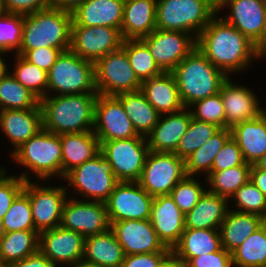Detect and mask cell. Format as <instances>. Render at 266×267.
Wrapping results in <instances>:
<instances>
[{"label":"cell","mask_w":266,"mask_h":267,"mask_svg":"<svg viewBox=\"0 0 266 267\" xmlns=\"http://www.w3.org/2000/svg\"><path fill=\"white\" fill-rule=\"evenodd\" d=\"M184 217L170 195L154 197L149 220L166 248L172 250L180 241L185 230Z\"/></svg>","instance_id":"ffe728a7"},{"label":"cell","mask_w":266,"mask_h":267,"mask_svg":"<svg viewBox=\"0 0 266 267\" xmlns=\"http://www.w3.org/2000/svg\"><path fill=\"white\" fill-rule=\"evenodd\" d=\"M153 199L138 182L119 181L105 202L110 224L122 220L149 219Z\"/></svg>","instance_id":"9a60e30c"},{"label":"cell","mask_w":266,"mask_h":267,"mask_svg":"<svg viewBox=\"0 0 266 267\" xmlns=\"http://www.w3.org/2000/svg\"><path fill=\"white\" fill-rule=\"evenodd\" d=\"M140 90L160 115L178 112L184 108L172 72H163L143 81Z\"/></svg>","instance_id":"484cf974"},{"label":"cell","mask_w":266,"mask_h":267,"mask_svg":"<svg viewBox=\"0 0 266 267\" xmlns=\"http://www.w3.org/2000/svg\"><path fill=\"white\" fill-rule=\"evenodd\" d=\"M62 178L71 169L93 159L101 144L93 131L62 134Z\"/></svg>","instance_id":"f546056e"},{"label":"cell","mask_w":266,"mask_h":267,"mask_svg":"<svg viewBox=\"0 0 266 267\" xmlns=\"http://www.w3.org/2000/svg\"><path fill=\"white\" fill-rule=\"evenodd\" d=\"M206 190L194 176H185L170 193L176 205L184 213H188L199 201Z\"/></svg>","instance_id":"7dc6e473"},{"label":"cell","mask_w":266,"mask_h":267,"mask_svg":"<svg viewBox=\"0 0 266 267\" xmlns=\"http://www.w3.org/2000/svg\"><path fill=\"white\" fill-rule=\"evenodd\" d=\"M98 93L54 95L40 100L43 129L58 134L93 131Z\"/></svg>","instance_id":"7a4b0ae2"},{"label":"cell","mask_w":266,"mask_h":267,"mask_svg":"<svg viewBox=\"0 0 266 267\" xmlns=\"http://www.w3.org/2000/svg\"><path fill=\"white\" fill-rule=\"evenodd\" d=\"M232 265L239 267H266V228L253 232L231 252Z\"/></svg>","instance_id":"8d00e7d4"},{"label":"cell","mask_w":266,"mask_h":267,"mask_svg":"<svg viewBox=\"0 0 266 267\" xmlns=\"http://www.w3.org/2000/svg\"><path fill=\"white\" fill-rule=\"evenodd\" d=\"M23 191L29 196L35 229L42 231L60 226L66 201V187H43L26 181Z\"/></svg>","instance_id":"2e32d148"},{"label":"cell","mask_w":266,"mask_h":267,"mask_svg":"<svg viewBox=\"0 0 266 267\" xmlns=\"http://www.w3.org/2000/svg\"><path fill=\"white\" fill-rule=\"evenodd\" d=\"M124 258L123 248L111 229L84 239L85 261L104 267H121Z\"/></svg>","instance_id":"4dcf8cb0"},{"label":"cell","mask_w":266,"mask_h":267,"mask_svg":"<svg viewBox=\"0 0 266 267\" xmlns=\"http://www.w3.org/2000/svg\"><path fill=\"white\" fill-rule=\"evenodd\" d=\"M190 107L196 109L195 111L191 110L194 119L213 123L220 128H225V107L220 92L205 99L198 100L191 104Z\"/></svg>","instance_id":"bcb514c9"},{"label":"cell","mask_w":266,"mask_h":267,"mask_svg":"<svg viewBox=\"0 0 266 267\" xmlns=\"http://www.w3.org/2000/svg\"><path fill=\"white\" fill-rule=\"evenodd\" d=\"M220 127L216 124L191 118L187 131L181 137L175 154L184 160L206 143Z\"/></svg>","instance_id":"b9f144b4"},{"label":"cell","mask_w":266,"mask_h":267,"mask_svg":"<svg viewBox=\"0 0 266 267\" xmlns=\"http://www.w3.org/2000/svg\"><path fill=\"white\" fill-rule=\"evenodd\" d=\"M2 224L5 233L20 230H36L29 196L24 191L12 202L2 219Z\"/></svg>","instance_id":"7bdbcfd3"},{"label":"cell","mask_w":266,"mask_h":267,"mask_svg":"<svg viewBox=\"0 0 266 267\" xmlns=\"http://www.w3.org/2000/svg\"><path fill=\"white\" fill-rule=\"evenodd\" d=\"M11 156L18 164L29 168L41 181L54 175L62 178L61 135L42 128L13 150Z\"/></svg>","instance_id":"5b68a950"},{"label":"cell","mask_w":266,"mask_h":267,"mask_svg":"<svg viewBox=\"0 0 266 267\" xmlns=\"http://www.w3.org/2000/svg\"><path fill=\"white\" fill-rule=\"evenodd\" d=\"M230 131L246 163L254 165L266 153V110L257 118L233 126Z\"/></svg>","instance_id":"4316f807"},{"label":"cell","mask_w":266,"mask_h":267,"mask_svg":"<svg viewBox=\"0 0 266 267\" xmlns=\"http://www.w3.org/2000/svg\"><path fill=\"white\" fill-rule=\"evenodd\" d=\"M245 163L240 147L231 137L216 154L211 171H221Z\"/></svg>","instance_id":"681fc988"},{"label":"cell","mask_w":266,"mask_h":267,"mask_svg":"<svg viewBox=\"0 0 266 267\" xmlns=\"http://www.w3.org/2000/svg\"><path fill=\"white\" fill-rule=\"evenodd\" d=\"M8 267H59L57 263L50 261L39 250L19 261L13 262Z\"/></svg>","instance_id":"11a10c76"},{"label":"cell","mask_w":266,"mask_h":267,"mask_svg":"<svg viewBox=\"0 0 266 267\" xmlns=\"http://www.w3.org/2000/svg\"><path fill=\"white\" fill-rule=\"evenodd\" d=\"M221 249L222 244L219 230L185 228L180 241L172 251L187 263L191 258Z\"/></svg>","instance_id":"836d02e7"},{"label":"cell","mask_w":266,"mask_h":267,"mask_svg":"<svg viewBox=\"0 0 266 267\" xmlns=\"http://www.w3.org/2000/svg\"><path fill=\"white\" fill-rule=\"evenodd\" d=\"M15 56V70L11 75L39 100L47 96L48 72L28 62L22 55Z\"/></svg>","instance_id":"60d3db41"},{"label":"cell","mask_w":266,"mask_h":267,"mask_svg":"<svg viewBox=\"0 0 266 267\" xmlns=\"http://www.w3.org/2000/svg\"><path fill=\"white\" fill-rule=\"evenodd\" d=\"M263 225H264L265 228H266V220H263Z\"/></svg>","instance_id":"2644e50d"},{"label":"cell","mask_w":266,"mask_h":267,"mask_svg":"<svg viewBox=\"0 0 266 267\" xmlns=\"http://www.w3.org/2000/svg\"><path fill=\"white\" fill-rule=\"evenodd\" d=\"M6 12L29 15L51 7V0H4Z\"/></svg>","instance_id":"f5cc1de1"},{"label":"cell","mask_w":266,"mask_h":267,"mask_svg":"<svg viewBox=\"0 0 266 267\" xmlns=\"http://www.w3.org/2000/svg\"><path fill=\"white\" fill-rule=\"evenodd\" d=\"M188 267H232L231 253L222 248L219 251L191 258Z\"/></svg>","instance_id":"816d5d0a"},{"label":"cell","mask_w":266,"mask_h":267,"mask_svg":"<svg viewBox=\"0 0 266 267\" xmlns=\"http://www.w3.org/2000/svg\"><path fill=\"white\" fill-rule=\"evenodd\" d=\"M93 132L99 141L143 137L136 133L120 100L108 95L97 97Z\"/></svg>","instance_id":"e0dca14e"},{"label":"cell","mask_w":266,"mask_h":267,"mask_svg":"<svg viewBox=\"0 0 266 267\" xmlns=\"http://www.w3.org/2000/svg\"><path fill=\"white\" fill-rule=\"evenodd\" d=\"M39 103L40 100L8 71L0 78V111L33 109Z\"/></svg>","instance_id":"f35d334b"},{"label":"cell","mask_w":266,"mask_h":267,"mask_svg":"<svg viewBox=\"0 0 266 267\" xmlns=\"http://www.w3.org/2000/svg\"><path fill=\"white\" fill-rule=\"evenodd\" d=\"M140 40L163 72H172L197 47L196 38L190 33L158 28Z\"/></svg>","instance_id":"7c38bea8"},{"label":"cell","mask_w":266,"mask_h":267,"mask_svg":"<svg viewBox=\"0 0 266 267\" xmlns=\"http://www.w3.org/2000/svg\"><path fill=\"white\" fill-rule=\"evenodd\" d=\"M231 0H206L207 6L215 13L218 14L219 10L226 7Z\"/></svg>","instance_id":"91938a15"},{"label":"cell","mask_w":266,"mask_h":267,"mask_svg":"<svg viewBox=\"0 0 266 267\" xmlns=\"http://www.w3.org/2000/svg\"><path fill=\"white\" fill-rule=\"evenodd\" d=\"M214 16L206 0H157L156 4L158 29L190 33L196 39Z\"/></svg>","instance_id":"52a82bcc"},{"label":"cell","mask_w":266,"mask_h":267,"mask_svg":"<svg viewBox=\"0 0 266 267\" xmlns=\"http://www.w3.org/2000/svg\"><path fill=\"white\" fill-rule=\"evenodd\" d=\"M24 15L6 12L0 16V53L20 51Z\"/></svg>","instance_id":"ee69618b"},{"label":"cell","mask_w":266,"mask_h":267,"mask_svg":"<svg viewBox=\"0 0 266 267\" xmlns=\"http://www.w3.org/2000/svg\"><path fill=\"white\" fill-rule=\"evenodd\" d=\"M189 109L184 107L178 112L167 113L164 119L163 115H160L158 123L146 137L149 151L175 153L192 118Z\"/></svg>","instance_id":"603a6c76"},{"label":"cell","mask_w":266,"mask_h":267,"mask_svg":"<svg viewBox=\"0 0 266 267\" xmlns=\"http://www.w3.org/2000/svg\"><path fill=\"white\" fill-rule=\"evenodd\" d=\"M110 229L122 246L125 256L172 251L159 240L149 219L112 222Z\"/></svg>","instance_id":"ac0fdd59"},{"label":"cell","mask_w":266,"mask_h":267,"mask_svg":"<svg viewBox=\"0 0 266 267\" xmlns=\"http://www.w3.org/2000/svg\"><path fill=\"white\" fill-rule=\"evenodd\" d=\"M1 54L3 55V53H0V78L7 72L8 67Z\"/></svg>","instance_id":"e7e4bbea"},{"label":"cell","mask_w":266,"mask_h":267,"mask_svg":"<svg viewBox=\"0 0 266 267\" xmlns=\"http://www.w3.org/2000/svg\"><path fill=\"white\" fill-rule=\"evenodd\" d=\"M60 226L76 231L84 238L106 232L111 226L106 203L68 198L63 206Z\"/></svg>","instance_id":"5bb4252c"},{"label":"cell","mask_w":266,"mask_h":267,"mask_svg":"<svg viewBox=\"0 0 266 267\" xmlns=\"http://www.w3.org/2000/svg\"><path fill=\"white\" fill-rule=\"evenodd\" d=\"M255 165L259 169L266 171V153L255 163Z\"/></svg>","instance_id":"be15d7a7"},{"label":"cell","mask_w":266,"mask_h":267,"mask_svg":"<svg viewBox=\"0 0 266 267\" xmlns=\"http://www.w3.org/2000/svg\"><path fill=\"white\" fill-rule=\"evenodd\" d=\"M72 267H104L95 263H91L85 260H81L79 261L76 265L72 266Z\"/></svg>","instance_id":"6125c7cd"},{"label":"cell","mask_w":266,"mask_h":267,"mask_svg":"<svg viewBox=\"0 0 266 267\" xmlns=\"http://www.w3.org/2000/svg\"><path fill=\"white\" fill-rule=\"evenodd\" d=\"M0 267H8V265L3 260L1 251H0Z\"/></svg>","instance_id":"003e7915"},{"label":"cell","mask_w":266,"mask_h":267,"mask_svg":"<svg viewBox=\"0 0 266 267\" xmlns=\"http://www.w3.org/2000/svg\"><path fill=\"white\" fill-rule=\"evenodd\" d=\"M160 267H188L187 263L171 251L163 260Z\"/></svg>","instance_id":"680465c9"},{"label":"cell","mask_w":266,"mask_h":267,"mask_svg":"<svg viewBox=\"0 0 266 267\" xmlns=\"http://www.w3.org/2000/svg\"><path fill=\"white\" fill-rule=\"evenodd\" d=\"M221 98L225 107V128L257 118L265 111L259 106L255 94L246 86H239L228 78L221 86Z\"/></svg>","instance_id":"44dd1931"},{"label":"cell","mask_w":266,"mask_h":267,"mask_svg":"<svg viewBox=\"0 0 266 267\" xmlns=\"http://www.w3.org/2000/svg\"><path fill=\"white\" fill-rule=\"evenodd\" d=\"M170 252H154L127 255L121 267H160Z\"/></svg>","instance_id":"db71d44e"},{"label":"cell","mask_w":266,"mask_h":267,"mask_svg":"<svg viewBox=\"0 0 266 267\" xmlns=\"http://www.w3.org/2000/svg\"><path fill=\"white\" fill-rule=\"evenodd\" d=\"M230 16L222 17L257 45L266 26V0H231Z\"/></svg>","instance_id":"7402d4cb"},{"label":"cell","mask_w":266,"mask_h":267,"mask_svg":"<svg viewBox=\"0 0 266 267\" xmlns=\"http://www.w3.org/2000/svg\"><path fill=\"white\" fill-rule=\"evenodd\" d=\"M5 169L0 168V220L9 210L12 202L23 191L26 181L30 180L27 172H23L19 177L6 174Z\"/></svg>","instance_id":"c3c4849f"},{"label":"cell","mask_w":266,"mask_h":267,"mask_svg":"<svg viewBox=\"0 0 266 267\" xmlns=\"http://www.w3.org/2000/svg\"><path fill=\"white\" fill-rule=\"evenodd\" d=\"M262 225L259 215L229 209L219 228L222 248L231 253Z\"/></svg>","instance_id":"1f68e13d"},{"label":"cell","mask_w":266,"mask_h":267,"mask_svg":"<svg viewBox=\"0 0 266 267\" xmlns=\"http://www.w3.org/2000/svg\"><path fill=\"white\" fill-rule=\"evenodd\" d=\"M5 232L3 229L2 220H0V239L4 236Z\"/></svg>","instance_id":"a7ac6f4b"},{"label":"cell","mask_w":266,"mask_h":267,"mask_svg":"<svg viewBox=\"0 0 266 267\" xmlns=\"http://www.w3.org/2000/svg\"><path fill=\"white\" fill-rule=\"evenodd\" d=\"M125 0H87L72 14V25L107 26L121 31Z\"/></svg>","instance_id":"cb8c5ba5"},{"label":"cell","mask_w":266,"mask_h":267,"mask_svg":"<svg viewBox=\"0 0 266 267\" xmlns=\"http://www.w3.org/2000/svg\"><path fill=\"white\" fill-rule=\"evenodd\" d=\"M0 127L10 139L14 150L17 149L43 128L40 103L33 109L1 110Z\"/></svg>","instance_id":"d4e9b609"},{"label":"cell","mask_w":266,"mask_h":267,"mask_svg":"<svg viewBox=\"0 0 266 267\" xmlns=\"http://www.w3.org/2000/svg\"><path fill=\"white\" fill-rule=\"evenodd\" d=\"M184 107L220 92L228 76L196 47L172 71Z\"/></svg>","instance_id":"3957f363"},{"label":"cell","mask_w":266,"mask_h":267,"mask_svg":"<svg viewBox=\"0 0 266 267\" xmlns=\"http://www.w3.org/2000/svg\"><path fill=\"white\" fill-rule=\"evenodd\" d=\"M185 176L183 158L175 153L149 151L138 183L153 197L170 195Z\"/></svg>","instance_id":"8fae6325"},{"label":"cell","mask_w":266,"mask_h":267,"mask_svg":"<svg viewBox=\"0 0 266 267\" xmlns=\"http://www.w3.org/2000/svg\"><path fill=\"white\" fill-rule=\"evenodd\" d=\"M87 0H51V7L73 12L78 6Z\"/></svg>","instance_id":"6f0895ef"},{"label":"cell","mask_w":266,"mask_h":267,"mask_svg":"<svg viewBox=\"0 0 266 267\" xmlns=\"http://www.w3.org/2000/svg\"><path fill=\"white\" fill-rule=\"evenodd\" d=\"M124 39L121 31L107 26L71 27L70 50L94 64L106 54L119 50Z\"/></svg>","instance_id":"4fadbf2b"},{"label":"cell","mask_w":266,"mask_h":267,"mask_svg":"<svg viewBox=\"0 0 266 267\" xmlns=\"http://www.w3.org/2000/svg\"><path fill=\"white\" fill-rule=\"evenodd\" d=\"M69 49L70 48L44 47L31 50H20L17 54L22 55L28 62L38 66L40 69L49 72L61 53Z\"/></svg>","instance_id":"f907efd6"},{"label":"cell","mask_w":266,"mask_h":267,"mask_svg":"<svg viewBox=\"0 0 266 267\" xmlns=\"http://www.w3.org/2000/svg\"><path fill=\"white\" fill-rule=\"evenodd\" d=\"M250 180L266 196V171L259 169L255 164L252 165Z\"/></svg>","instance_id":"9f6ffc18"},{"label":"cell","mask_w":266,"mask_h":267,"mask_svg":"<svg viewBox=\"0 0 266 267\" xmlns=\"http://www.w3.org/2000/svg\"><path fill=\"white\" fill-rule=\"evenodd\" d=\"M122 48L126 51L129 63L141 82L163 73L148 47L140 39H125Z\"/></svg>","instance_id":"ab89813d"},{"label":"cell","mask_w":266,"mask_h":267,"mask_svg":"<svg viewBox=\"0 0 266 267\" xmlns=\"http://www.w3.org/2000/svg\"><path fill=\"white\" fill-rule=\"evenodd\" d=\"M136 133L147 137L158 123L160 114L148 102L141 90L116 95Z\"/></svg>","instance_id":"d6a6232c"},{"label":"cell","mask_w":266,"mask_h":267,"mask_svg":"<svg viewBox=\"0 0 266 267\" xmlns=\"http://www.w3.org/2000/svg\"><path fill=\"white\" fill-rule=\"evenodd\" d=\"M197 48L227 76L259 59L256 45L222 17L216 15L198 35Z\"/></svg>","instance_id":"6da1fadb"},{"label":"cell","mask_w":266,"mask_h":267,"mask_svg":"<svg viewBox=\"0 0 266 267\" xmlns=\"http://www.w3.org/2000/svg\"><path fill=\"white\" fill-rule=\"evenodd\" d=\"M141 84L122 47L95 63V85L99 95L116 96L137 91L141 89Z\"/></svg>","instance_id":"30bf717a"},{"label":"cell","mask_w":266,"mask_h":267,"mask_svg":"<svg viewBox=\"0 0 266 267\" xmlns=\"http://www.w3.org/2000/svg\"><path fill=\"white\" fill-rule=\"evenodd\" d=\"M100 152L118 181L138 182L149 152L146 137L100 141Z\"/></svg>","instance_id":"9c48e42d"},{"label":"cell","mask_w":266,"mask_h":267,"mask_svg":"<svg viewBox=\"0 0 266 267\" xmlns=\"http://www.w3.org/2000/svg\"><path fill=\"white\" fill-rule=\"evenodd\" d=\"M71 12L49 7L25 15L20 50L70 48Z\"/></svg>","instance_id":"277c9868"},{"label":"cell","mask_w":266,"mask_h":267,"mask_svg":"<svg viewBox=\"0 0 266 267\" xmlns=\"http://www.w3.org/2000/svg\"><path fill=\"white\" fill-rule=\"evenodd\" d=\"M251 164L245 163L221 171H211L207 176L211 193L230 197L250 179Z\"/></svg>","instance_id":"74e56055"},{"label":"cell","mask_w":266,"mask_h":267,"mask_svg":"<svg viewBox=\"0 0 266 267\" xmlns=\"http://www.w3.org/2000/svg\"><path fill=\"white\" fill-rule=\"evenodd\" d=\"M229 199L208 190L200 197L198 203L185 214V228L218 229L228 212Z\"/></svg>","instance_id":"f1b7e54d"},{"label":"cell","mask_w":266,"mask_h":267,"mask_svg":"<svg viewBox=\"0 0 266 267\" xmlns=\"http://www.w3.org/2000/svg\"><path fill=\"white\" fill-rule=\"evenodd\" d=\"M6 13L4 0H0V16Z\"/></svg>","instance_id":"03108f58"},{"label":"cell","mask_w":266,"mask_h":267,"mask_svg":"<svg viewBox=\"0 0 266 267\" xmlns=\"http://www.w3.org/2000/svg\"><path fill=\"white\" fill-rule=\"evenodd\" d=\"M48 90L56 95L97 93L95 64L70 49L63 51L48 72Z\"/></svg>","instance_id":"8992f818"},{"label":"cell","mask_w":266,"mask_h":267,"mask_svg":"<svg viewBox=\"0 0 266 267\" xmlns=\"http://www.w3.org/2000/svg\"><path fill=\"white\" fill-rule=\"evenodd\" d=\"M231 138V131L228 128H220L201 147L195 150L185 159L186 176H194L196 173L209 175L216 154L222 149L225 143Z\"/></svg>","instance_id":"e575fe53"},{"label":"cell","mask_w":266,"mask_h":267,"mask_svg":"<svg viewBox=\"0 0 266 267\" xmlns=\"http://www.w3.org/2000/svg\"><path fill=\"white\" fill-rule=\"evenodd\" d=\"M84 237L61 226L39 233V251L50 261L70 267L83 260Z\"/></svg>","instance_id":"d6986e66"},{"label":"cell","mask_w":266,"mask_h":267,"mask_svg":"<svg viewBox=\"0 0 266 267\" xmlns=\"http://www.w3.org/2000/svg\"><path fill=\"white\" fill-rule=\"evenodd\" d=\"M157 0H125L121 34L123 39H140L156 27Z\"/></svg>","instance_id":"83f0119b"},{"label":"cell","mask_w":266,"mask_h":267,"mask_svg":"<svg viewBox=\"0 0 266 267\" xmlns=\"http://www.w3.org/2000/svg\"><path fill=\"white\" fill-rule=\"evenodd\" d=\"M262 218H263V220H266V210H265V213H264Z\"/></svg>","instance_id":"89a4df30"},{"label":"cell","mask_w":266,"mask_h":267,"mask_svg":"<svg viewBox=\"0 0 266 267\" xmlns=\"http://www.w3.org/2000/svg\"><path fill=\"white\" fill-rule=\"evenodd\" d=\"M260 57H266V26L263 33L262 40L256 45Z\"/></svg>","instance_id":"94428289"},{"label":"cell","mask_w":266,"mask_h":267,"mask_svg":"<svg viewBox=\"0 0 266 267\" xmlns=\"http://www.w3.org/2000/svg\"><path fill=\"white\" fill-rule=\"evenodd\" d=\"M235 200L237 212L256 214L263 217L266 210V196L249 179L230 199Z\"/></svg>","instance_id":"f6af8a7d"},{"label":"cell","mask_w":266,"mask_h":267,"mask_svg":"<svg viewBox=\"0 0 266 267\" xmlns=\"http://www.w3.org/2000/svg\"><path fill=\"white\" fill-rule=\"evenodd\" d=\"M68 185L92 201L106 202L119 182L111 164L100 152L93 159L71 169L64 175Z\"/></svg>","instance_id":"ba28073f"},{"label":"cell","mask_w":266,"mask_h":267,"mask_svg":"<svg viewBox=\"0 0 266 267\" xmlns=\"http://www.w3.org/2000/svg\"><path fill=\"white\" fill-rule=\"evenodd\" d=\"M38 250L39 232L37 230L8 232L0 239V251L8 266L36 253Z\"/></svg>","instance_id":"d590c367"}]
</instances>
